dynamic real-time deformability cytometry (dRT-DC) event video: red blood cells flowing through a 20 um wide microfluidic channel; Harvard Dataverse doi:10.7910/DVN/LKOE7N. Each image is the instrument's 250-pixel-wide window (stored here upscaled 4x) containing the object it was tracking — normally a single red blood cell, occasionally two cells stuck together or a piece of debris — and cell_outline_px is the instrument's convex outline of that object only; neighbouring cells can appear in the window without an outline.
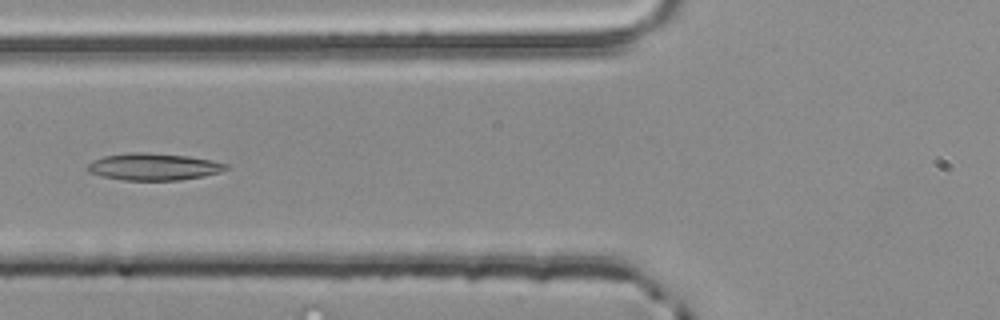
{"species": "common noctule bat (a hibernating species)", "species_latin": "Nyctalus noctula", "temperature_condition": "room temperature", "stored_images_in_passage": 40, "camera_frame_rate_fps": 3000, "um_per_image_px": 0.085, "animal": {"sex": "male", "body_mass_g": 20.4}, "frame": {"image": 1, "passage_image": 7, "time_ms": 2.0, "image_size_px": [1000, 320], "cell_outline_px": [[228, 168], [220, 172], [204, 176], [180, 180], [124, 180], [104, 176], [88, 172], [88, 164], [92, 160], [104, 156], [128, 152], [144, 152], [188, 156], [212, 160], [228, 164]], "centroid_in_image_um": [13.07, 14.16], "position_along_channel_um": 112.7, "area_um2": 21.73}}
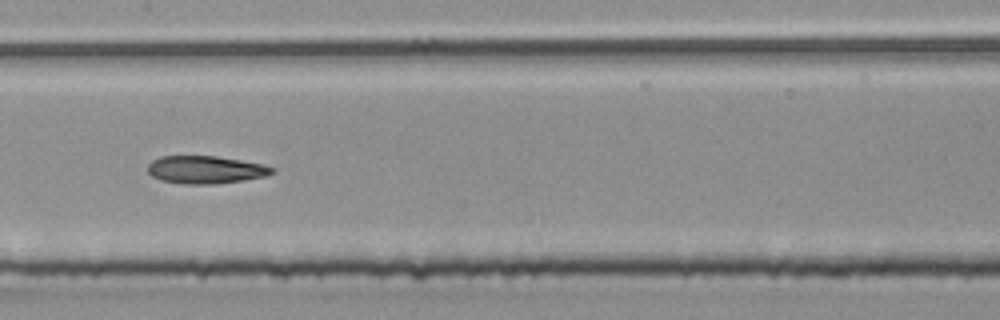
{"frame": {"image": 2, "passage_image": 13, "time_ms": 4.0, "image_size_px": [1000, 320], "cell_outline_px": [[276, 172], [264, 176], [244, 180], [216, 184], [184, 184], [160, 180], [152, 176], [148, 172], [148, 164], [152, 160], [160, 156], [216, 156], [264, 164], [276, 168]], "centroid_in_image_um": [17.48, 14.42], "position_along_channel_um": 189.9, "area_um2": 20.23}}
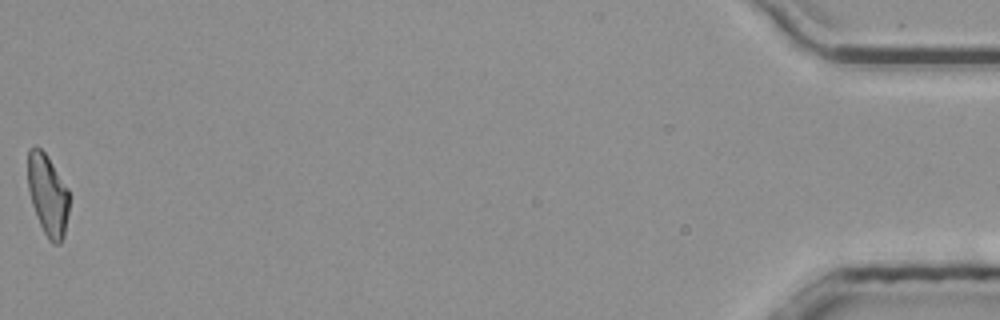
{"frame": {"image": 3, "passage_image": 40, "time_ms": 13.0, "image_size_px": [1000, 320], "cell_outline_px": [[68, 212], [64, 236], [60, 244], [52, 244], [48, 240], [36, 216], [32, 204], [28, 188], [28, 148], [36, 144], [44, 152], [68, 188]], "centroid_in_image_um": [4.05, 16.57], "position_along_channel_um": 431.2, "area_um2": 19.54}, "authors_computed_cell_mechanics": {"area_um2": 20.2589, "velocity_mm_per_s": 3.8383, "shape_relaxation_time_tau1_ms": null, "shape_relaxation_time_tau2_ms": 6.1771, "deformation_change_tau1": null, "deformation_change_tau2": 0.1641}}